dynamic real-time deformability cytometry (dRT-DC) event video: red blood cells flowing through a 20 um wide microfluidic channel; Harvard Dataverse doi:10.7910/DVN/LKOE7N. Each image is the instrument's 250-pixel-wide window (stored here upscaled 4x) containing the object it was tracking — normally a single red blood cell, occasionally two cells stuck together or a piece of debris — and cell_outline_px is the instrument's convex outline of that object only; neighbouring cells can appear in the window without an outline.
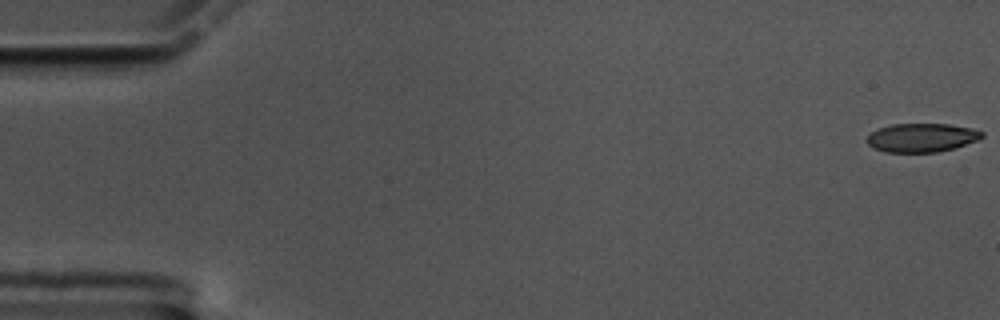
{"species": "common noctule bat (a hibernating species)", "species_latin": "Nyctalus noctula", "temperature_condition": "cold", "stored_images_in_passage": 59, "camera_frame_rate_fps": 3000, "um_per_image_px": 0.085, "animal": {"sex": "male", "body_mass_g": 17.5, "forearm_length_mm": 52.3}, "frame": {"image": 1, "passage_image": 1, "time_ms": 0.0, "image_size_px": [1000, 320], "cell_outline_px": [[984, 136], [976, 140], [956, 148], [936, 152], [884, 152], [872, 148], [864, 140], [876, 128], [892, 124], [948, 124], [972, 128], [984, 132]], "centroid_in_image_um": [78.31, 11.7], "position_along_channel_um": 6.7, "area_um2": 19.42}}
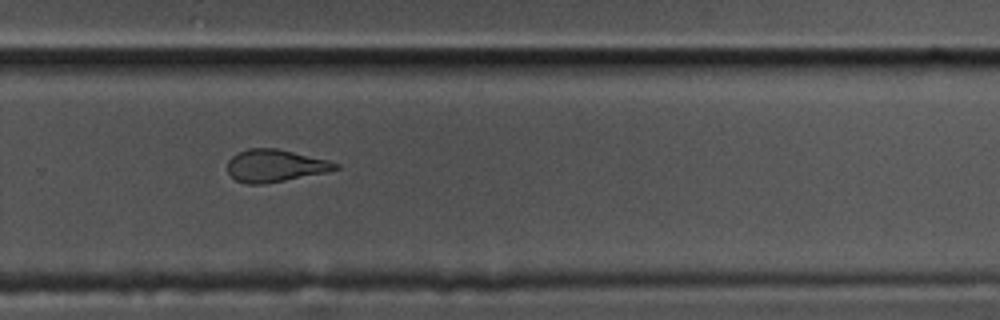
{"frame": {"image": 2, "passage_image": 40, "time_ms": 13.0, "image_size_px": [1000, 320], "cell_outline_px": [[340, 168], [328, 172], [264, 184], [248, 184], [236, 180], [228, 172], [228, 160], [232, 156], [248, 148], [276, 148], [328, 160], [340, 164]], "centroid_in_image_um": [23.4, 14.09], "position_along_channel_um": 306.4, "area_um2": 20.29}}
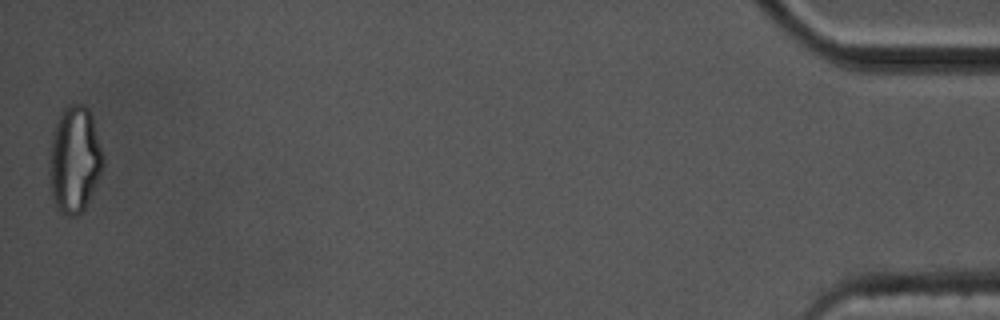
{"frame": {"image": 3, "passage_image": 59, "time_ms": 19.333, "image_size_px": [1000, 320], "cell_outline_px": [[104, 164], [88, 200], [84, 208], [76, 216], [68, 216], [56, 208], [52, 192], [48, 172], [52, 136], [60, 116], [64, 108], [72, 104], [84, 104], [88, 108], [92, 116], [104, 156]], "centroid_in_image_um": [6.34, 13.56], "position_along_channel_um": 428.9, "area_um2": 32.89}, "authors_computed_cell_mechanics": {"area_um2": 21.386, "velocity_mm_per_s": 3.4106, "shape_relaxation_time_tau1_ms": 9.3013, "shape_relaxation_time_tau2_ms": 2.7629, "deformation_change_tau1": 0.1976, "deformation_change_tau2": 0.0982}}